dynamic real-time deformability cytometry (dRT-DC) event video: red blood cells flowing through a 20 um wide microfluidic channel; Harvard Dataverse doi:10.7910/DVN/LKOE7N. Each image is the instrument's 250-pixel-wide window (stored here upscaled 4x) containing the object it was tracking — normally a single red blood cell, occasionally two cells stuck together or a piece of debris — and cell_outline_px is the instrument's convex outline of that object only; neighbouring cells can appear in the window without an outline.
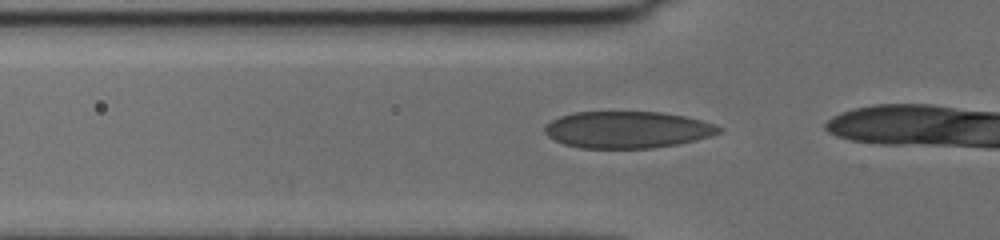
{"species": "human", "species_latin": "Homo sapiens", "temperature_condition": "cold", "stored_images_in_passage": 7, "camera_frame_rate_fps": 3000, "um_per_image_px": 0.085, "donor": {"sex": "female"}, "frame": {"image": 1, "passage_image": 2, "time_ms": 0.333, "image_size_px": [1000, 240], "cell_outline_px": [[724, 128], [720, 132], [708, 136], [676, 144], [652, 148], [580, 148], [564, 144], [548, 136], [544, 132], [544, 128], [552, 120], [560, 116], [572, 112], [660, 112], [684, 116], [716, 124]], "centroid_in_image_um": [53.31, 11.02], "position_along_channel_um": 72.5, "area_um2": 37.11}}
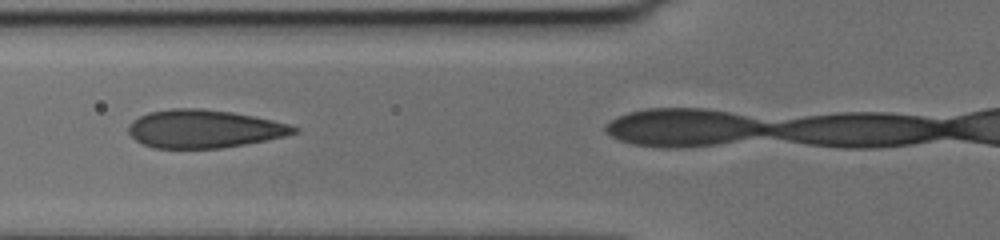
{"frame": {"image": 2, "passage_image": 5, "time_ms": 1.333, "image_size_px": [1000, 240], "cell_outline_px": [[300, 132], [284, 136], [244, 144], [220, 148], [152, 148], [140, 144], [128, 132], [128, 124], [132, 120], [148, 112], [172, 108], [200, 108], [232, 112], [272, 120], [288, 124], [300, 128]], "centroid_in_image_um": [17.3, 10.95], "position_along_channel_um": 108.5, "area_um2": 36.76}}